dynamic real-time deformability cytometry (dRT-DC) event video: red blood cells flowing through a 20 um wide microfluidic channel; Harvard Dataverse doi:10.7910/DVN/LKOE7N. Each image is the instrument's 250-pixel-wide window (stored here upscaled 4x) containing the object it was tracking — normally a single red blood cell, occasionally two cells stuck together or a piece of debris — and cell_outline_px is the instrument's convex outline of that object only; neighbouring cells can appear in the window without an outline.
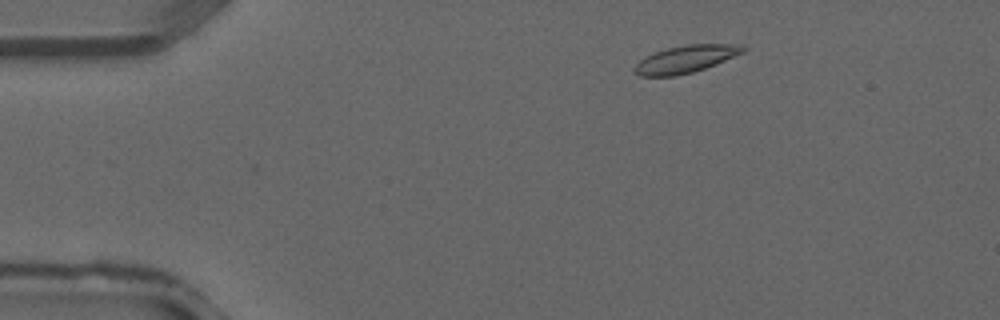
{"species": "common noctule bat (a hibernating species)", "species_latin": "Nyctalus noctula", "temperature_condition": "warm", "stored_images_in_passage": 33, "camera_frame_rate_fps": 3000, "um_per_image_px": 0.085, "animal": {"sex": "male", "forearm_length_mm": 52.5}, "frame": {"image": 1, "passage_image": 1, "time_ms": 0.0, "image_size_px": [1000, 320], "cell_outline_px": [[748, 48], [744, 52], [716, 64], [692, 72], [676, 76], [640, 76], [632, 72], [632, 68], [640, 60], [656, 52], [668, 48], [688, 44], [744, 44]], "centroid_in_image_um": [58.3, 5.02], "position_along_channel_um": 26.7, "area_um2": 17.28}}
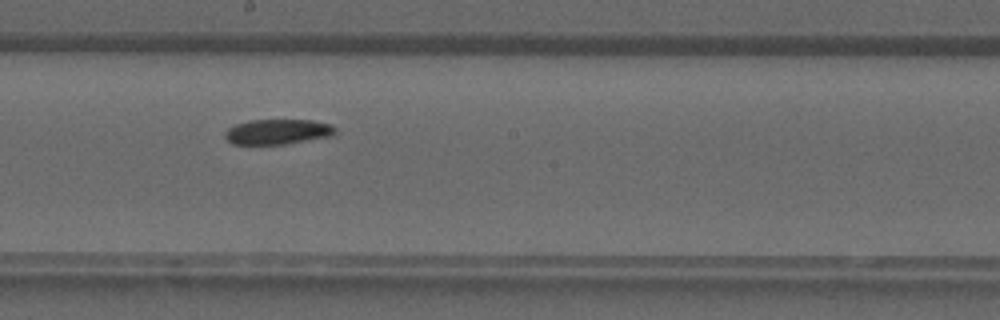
{"frame": {"image": 2, "passage_image": 16, "time_ms": 5.0, "image_size_px": [1000, 320], "cell_outline_px": [[336, 132], [332, 136], [284, 144], [232, 144], [224, 136], [224, 132], [228, 128], [236, 124], [248, 120], [312, 120], [332, 124], [336, 128]], "centroid_in_image_um": [23.61, 11.19], "position_along_channel_um": 224.6, "area_um2": 16.24}}
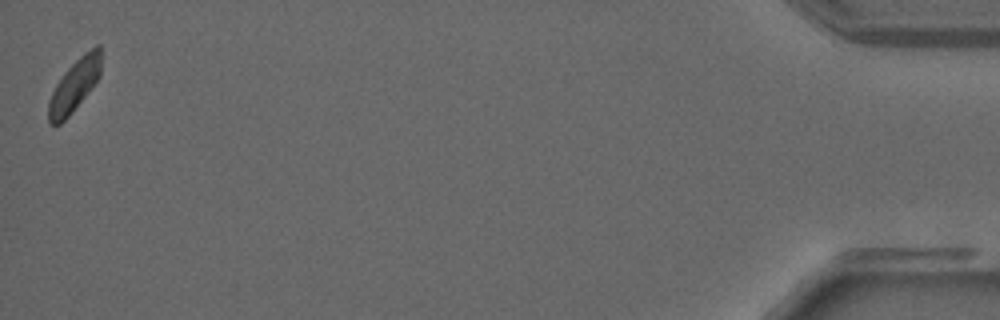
{"frame": {"image": 3, "passage_image": 33, "time_ms": 10.667, "image_size_px": [1000, 320], "cell_outline_px": [[100, 76], [72, 112], [60, 124], [48, 124], [48, 100], [56, 84], [64, 72], [84, 52], [96, 44], [100, 44]], "centroid_in_image_um": [6.31, 7.25], "position_along_channel_um": 428.9, "area_um2": 15.78}}